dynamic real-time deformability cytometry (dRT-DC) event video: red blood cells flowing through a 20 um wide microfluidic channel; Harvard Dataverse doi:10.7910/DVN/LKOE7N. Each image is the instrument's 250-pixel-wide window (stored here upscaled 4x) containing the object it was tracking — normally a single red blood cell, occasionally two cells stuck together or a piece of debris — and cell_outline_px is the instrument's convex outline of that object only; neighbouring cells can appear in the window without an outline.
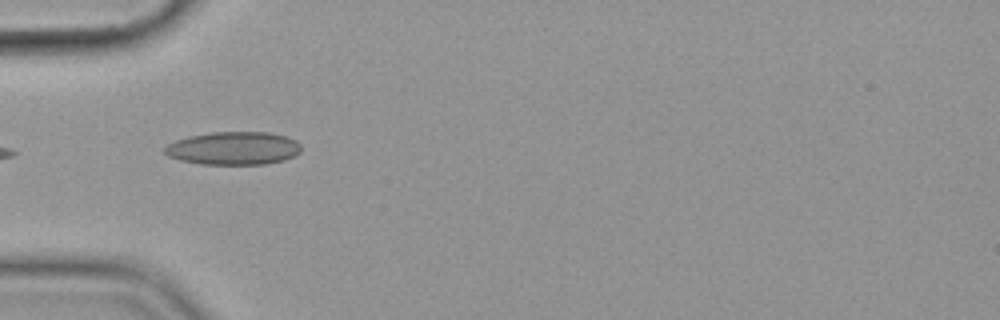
{"species": "common noctule bat (a hibernating species)", "species_latin": "Nyctalus noctula", "temperature_condition": "cold", "stored_images_in_passage": 6, "camera_frame_rate_fps": 3000, "um_per_image_px": 0.085, "animal": {"sex": "female", "body_mass_g": 19.9}, "frame": {"image": 1, "passage_image": 5, "time_ms": 4.667, "image_size_px": [1000, 320], "cell_outline_px": [[300, 152], [296, 156], [284, 160], [264, 164], [200, 164], [180, 160], [168, 156], [164, 152], [164, 148], [168, 144], [176, 140], [188, 136], [212, 132], [268, 132], [288, 136], [296, 140], [300, 144]], "centroid_in_image_um": [19.87, 12.6], "position_along_channel_um": 65.1, "area_um2": 26.47}}
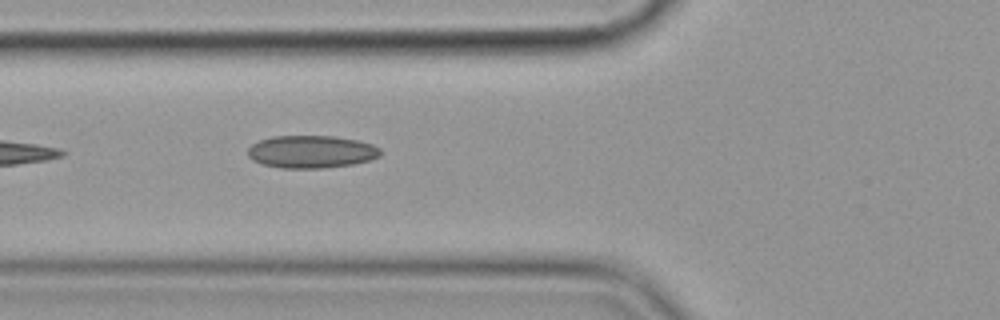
{"frame": {"image": 2, "passage_image": 6, "time_ms": 5.667, "image_size_px": [1000, 320], "cell_outline_px": [[380, 156], [368, 160], [352, 164], [324, 168], [280, 168], [264, 164], [252, 160], [248, 156], [248, 148], [252, 144], [260, 140], [272, 136], [336, 136], [360, 140], [372, 144], [380, 148]], "centroid_in_image_um": [26.46, 12.89], "position_along_channel_um": 99.3, "area_um2": 25.26}}